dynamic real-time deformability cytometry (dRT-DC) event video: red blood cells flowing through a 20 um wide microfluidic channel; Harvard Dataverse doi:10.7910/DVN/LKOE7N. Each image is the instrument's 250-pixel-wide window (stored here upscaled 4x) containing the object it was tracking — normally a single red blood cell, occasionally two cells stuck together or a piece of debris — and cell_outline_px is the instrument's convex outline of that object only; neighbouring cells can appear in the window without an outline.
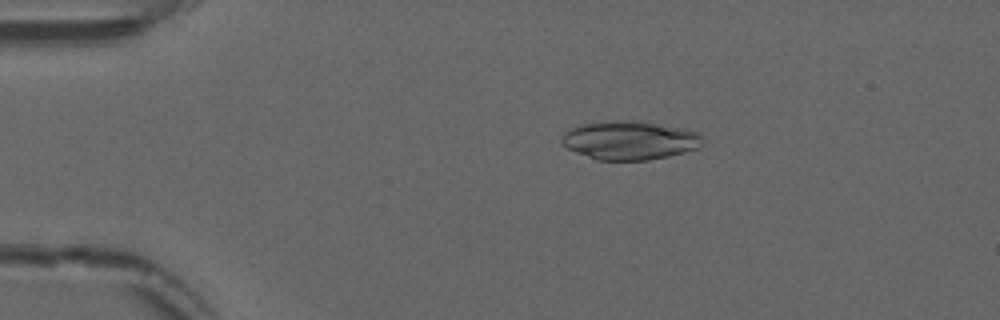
{"species": "common noctule bat (a hibernating species)", "species_latin": "Nyctalus noctula", "temperature_condition": "warm", "stored_images_in_passage": 52, "camera_frame_rate_fps": 3000, "um_per_image_px": 0.085, "animal": {"sex": "male", "forearm_length_mm": 52.5}, "frame": {"image": 1, "passage_image": 10, "time_ms": 3.0, "image_size_px": [1000, 320], "cell_outline_px": [[704, 144], [700, 148], [668, 156], [648, 160], [596, 160], [576, 152], [560, 144], [560, 140], [564, 132], [568, 128], [580, 124], [616, 120], [640, 120], [684, 128], [700, 132], [704, 136]], "centroid_in_image_um": [53.56, 11.91], "position_along_channel_um": 31.4, "area_um2": 32.48}}
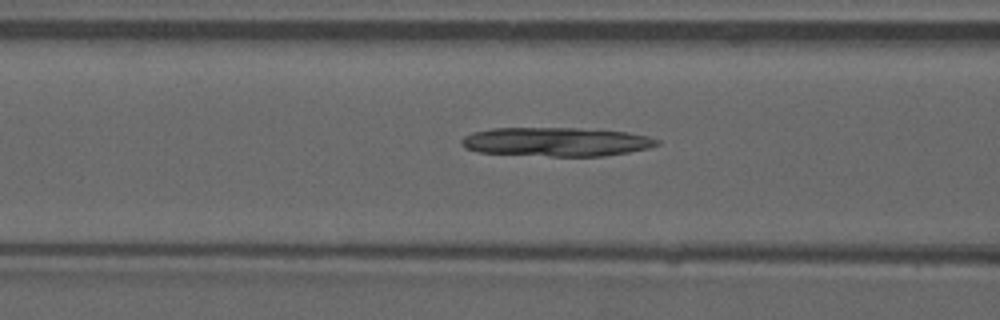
{"frame": {"image": 2, "passage_image": 21, "time_ms": 6.667, "image_size_px": [1000, 320], "cell_outline_px": [[660, 144], [648, 148], [628, 152], [604, 156], [552, 156], [480, 152], [464, 148], [460, 144], [460, 140], [464, 136], [472, 132], [492, 128], [580, 128], [628, 132], [648, 136], [660, 140]], "centroid_in_image_um": [47.28, 12.05], "position_along_channel_um": 119.3, "area_um2": 33.0}}
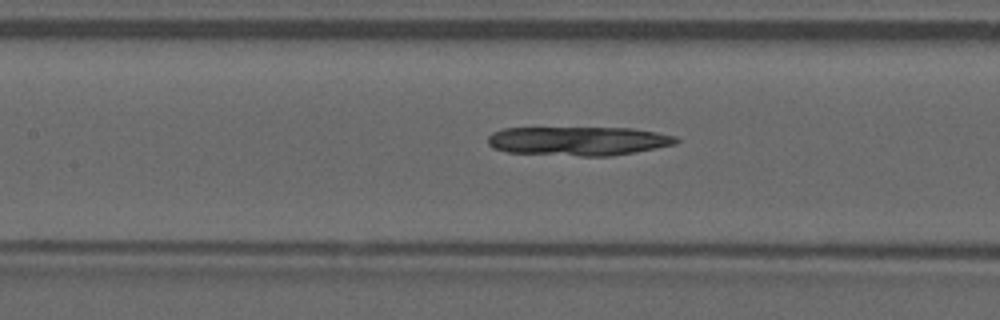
{"frame": {"image": 3, "passage_image": 24, "time_ms": 7.667, "image_size_px": [1000, 320], "cell_outline_px": [[680, 140], [676, 144], [636, 152], [612, 156], [580, 156], [508, 152], [492, 148], [488, 144], [488, 136], [492, 132], [504, 128], [632, 128], [656, 132], [676, 136]], "centroid_in_image_um": [49.17, 11.98], "position_along_channel_um": 158.2, "area_um2": 31.91}}